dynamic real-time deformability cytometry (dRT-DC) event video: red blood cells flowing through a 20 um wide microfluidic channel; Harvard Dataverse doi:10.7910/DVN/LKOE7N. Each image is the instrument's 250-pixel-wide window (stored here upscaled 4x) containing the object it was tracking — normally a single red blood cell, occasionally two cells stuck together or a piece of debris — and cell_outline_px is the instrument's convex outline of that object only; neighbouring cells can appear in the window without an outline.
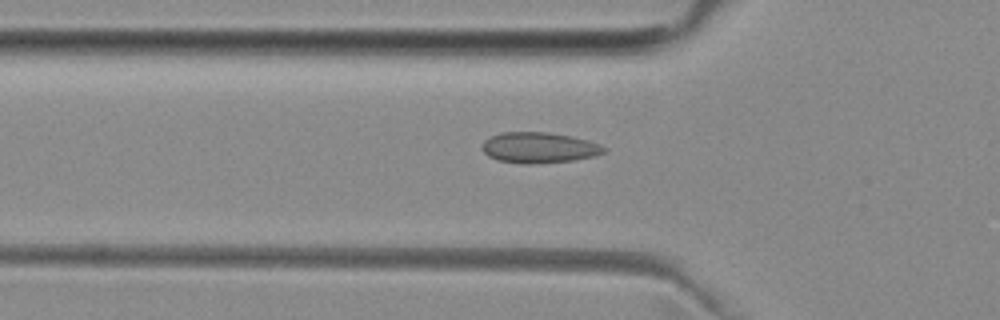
{"species": "common noctule bat (a hibernating species)", "species_latin": "Nyctalus noctula", "temperature_condition": "room temperature", "stored_images_in_passage": 34, "camera_frame_rate_fps": 3000, "um_per_image_px": 0.085, "animal": {"sex": "female", "body_mass_g": 29.2, "forearm_length_mm": 56.3}, "frame": {"image": 1, "passage_image": 5, "time_ms": 1.333, "image_size_px": [1000, 320], "cell_outline_px": [[608, 152], [596, 156], [572, 160], [532, 164], [520, 164], [496, 160], [488, 156], [480, 148], [484, 140], [500, 132], [548, 132], [572, 136], [600, 144], [608, 148]], "centroid_in_image_um": [45.82, 12.55], "position_along_channel_um": 80.0, "area_um2": 22.14}}
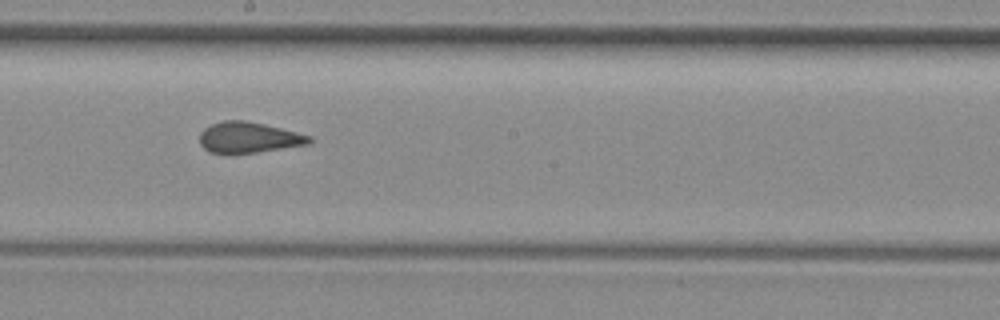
{"frame": {"image": 2, "passage_image": 16, "time_ms": 5.0, "image_size_px": [1000, 320], "cell_outline_px": [[316, 140], [308, 144], [256, 152], [208, 152], [200, 144], [200, 132], [204, 128], [212, 124], [224, 120], [244, 120], [264, 124], [312, 136]], "centroid_in_image_um": [21.16, 11.67], "position_along_channel_um": 227.0, "area_um2": 19.42}}
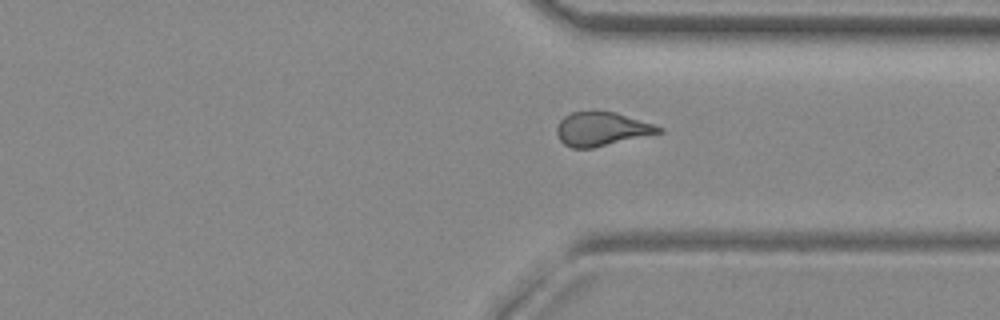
{"frame": {"image": 3, "passage_image": 26, "time_ms": 8.333, "image_size_px": [1000, 320], "cell_outline_px": [[664, 132], [592, 148], [572, 148], [564, 144], [560, 140], [556, 132], [556, 128], [560, 120], [564, 116], [572, 112], [616, 112], [664, 128]], "centroid_in_image_um": [51.13, 10.97], "position_along_channel_um": 360.3, "area_um2": 19.88}, "authors_computed_cell_mechanics": {"area_um2": 20.2589, "velocity_mm_per_s": 3.9975, "shape_relaxation_time_tau1_ms": null, "shape_relaxation_time_tau2_ms": 1.3426, "deformation_change_tau1": null, "deformation_change_tau2": 0.0578}}